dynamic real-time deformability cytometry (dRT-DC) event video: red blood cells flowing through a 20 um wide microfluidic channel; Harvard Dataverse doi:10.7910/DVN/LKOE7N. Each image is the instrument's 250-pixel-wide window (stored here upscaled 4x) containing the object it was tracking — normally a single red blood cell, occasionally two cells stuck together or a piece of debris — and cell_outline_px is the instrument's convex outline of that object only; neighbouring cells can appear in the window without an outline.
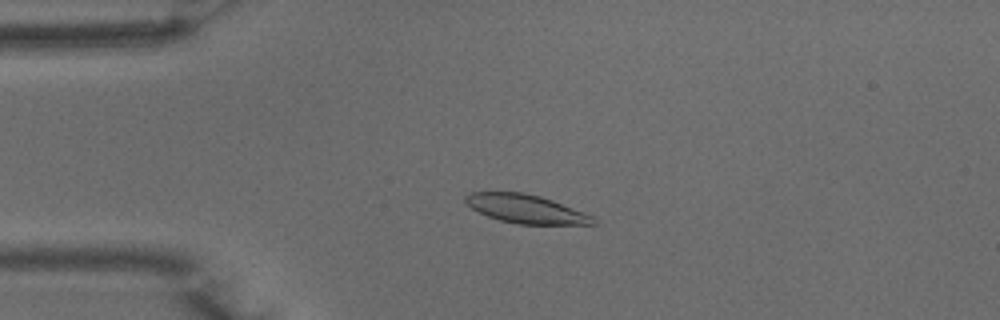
{"species": "common noctule bat (a hibernating species)", "species_latin": "Nyctalus noctula", "temperature_condition": "warm", "stored_images_in_passage": 51, "camera_frame_rate_fps": 3000, "um_per_image_px": 0.085, "animal": {"sex": "male", "body_mass_g": 15.6}, "frame": {"image": 1, "passage_image": 12, "time_ms": 3.667, "image_size_px": [1000, 320], "cell_outline_px": [[596, 224], [516, 224], [500, 220], [488, 216], [472, 208], [464, 200], [464, 196], [472, 192], [524, 192], [540, 196], [552, 200], [596, 216]], "centroid_in_image_um": [44.74, 17.75], "position_along_channel_um": 40.3, "area_um2": 21.27}}
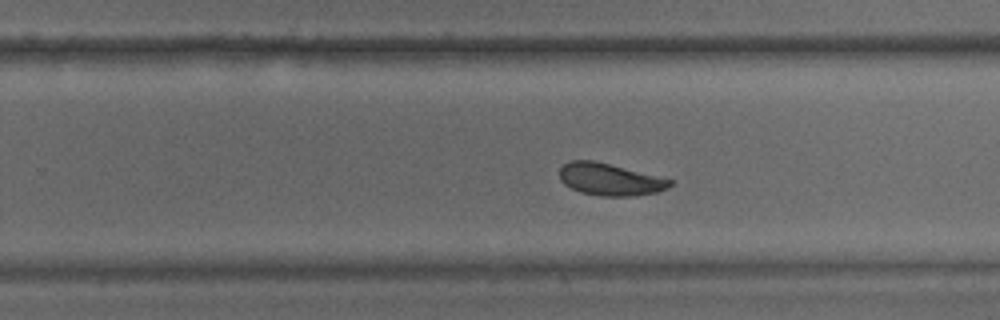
{"frame": {"image": 2, "passage_image": 32, "time_ms": 10.333, "image_size_px": [1000, 320], "cell_outline_px": [[672, 184], [668, 188], [656, 192], [636, 196], [600, 196], [580, 192], [564, 184], [560, 180], [560, 168], [568, 160], [592, 160], [672, 180]], "centroid_in_image_um": [51.8, 15.26], "position_along_channel_um": 278.0, "area_um2": 20.4}}
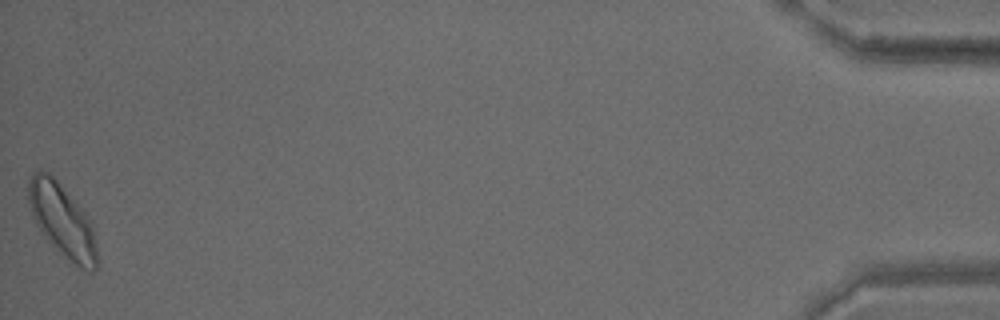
{"frame": {"image": 3, "passage_image": 51, "time_ms": 16.667, "image_size_px": [1000, 320], "cell_outline_px": [[96, 268], [92, 272], [88, 272], [80, 268], [68, 260], [44, 236], [36, 224], [28, 200], [28, 180], [32, 172], [48, 172], [56, 180], [84, 212], [92, 224], [96, 248]], "centroid_in_image_um": [5.28, 18.76], "position_along_channel_um": 429.9, "area_um2": 28.5}, "authors_computed_cell_mechanics": {"area_um2": 21.964, "velocity_mm_per_s": 3.9384, "shape_relaxation_time_tau1_ms": 2.9716, "shape_relaxation_time_tau2_ms": 9.3884, "deformation_change_tau1": 0.1058, "deformation_change_tau2": 0.1358}}